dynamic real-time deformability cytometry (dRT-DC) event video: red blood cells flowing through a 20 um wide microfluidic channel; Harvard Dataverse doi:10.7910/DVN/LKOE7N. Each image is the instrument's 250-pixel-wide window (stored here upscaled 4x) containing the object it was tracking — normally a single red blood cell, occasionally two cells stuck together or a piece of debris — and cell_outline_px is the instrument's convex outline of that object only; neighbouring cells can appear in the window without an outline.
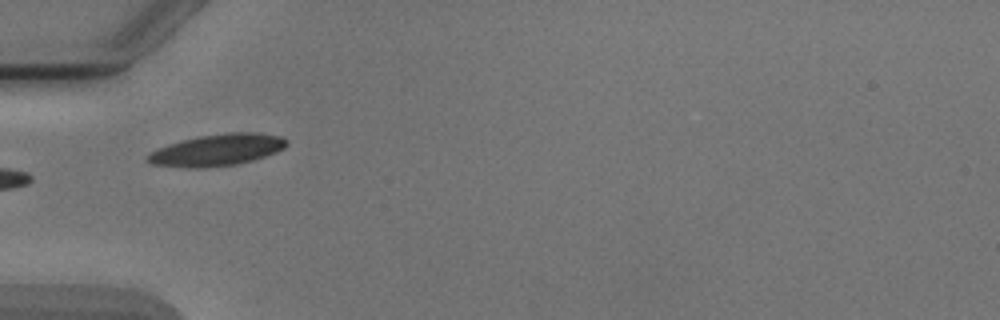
{"species": "Egyptian fruit bat (a non-hibernating species)", "species_latin": "Rousettus aegyptiacus", "temperature_condition": "cold", "stored_images_in_passage": 8, "camera_frame_rate_fps": 3000, "um_per_image_px": 0.085, "animal": {"sex": "male"}, "frame": {"image": 1, "passage_image": 6, "time_ms": 6.0, "image_size_px": [1000, 320], "cell_outline_px": [[288, 144], [284, 148], [276, 152], [252, 160], [236, 164], [204, 168], [188, 168], [148, 164], [144, 160], [144, 156], [148, 152], [168, 144], [200, 136], [228, 132], [252, 132], [280, 136], [288, 140]], "centroid_in_image_um": [18.38, 12.76], "position_along_channel_um": 66.6, "area_um2": 25.84}}
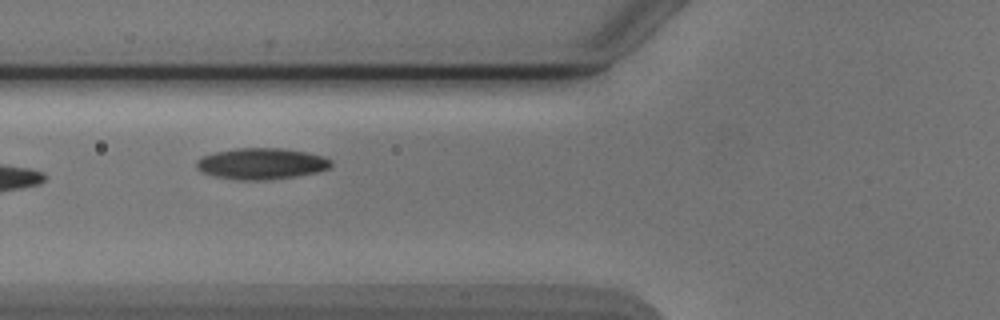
{"frame": {"image": 2, "passage_image": 7, "time_ms": 7.0, "image_size_px": [1000, 320], "cell_outline_px": [[332, 168], [316, 172], [296, 176], [264, 180], [236, 180], [216, 176], [204, 172], [196, 168], [196, 160], [204, 156], [216, 152], [236, 148], [280, 148], [308, 152], [324, 156], [332, 160]], "centroid_in_image_um": [22.27, 13.91], "position_along_channel_um": 103.5, "area_um2": 24.51}}
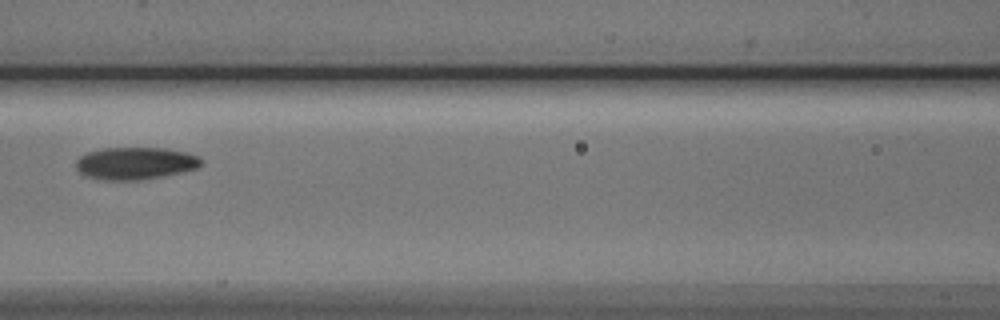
{"frame": {"image": 3, "passage_image": 8, "time_ms": 8.333, "image_size_px": [1000, 320], "cell_outline_px": [[204, 160], [196, 168], [180, 172], [160, 176], [136, 180], [104, 180], [88, 176], [80, 172], [76, 168], [76, 160], [80, 156], [88, 152], [104, 148], [164, 148], [188, 152], [200, 156]], "centroid_in_image_um": [11.51, 13.86], "position_along_channel_um": 155.1, "area_um2": 23.41}}